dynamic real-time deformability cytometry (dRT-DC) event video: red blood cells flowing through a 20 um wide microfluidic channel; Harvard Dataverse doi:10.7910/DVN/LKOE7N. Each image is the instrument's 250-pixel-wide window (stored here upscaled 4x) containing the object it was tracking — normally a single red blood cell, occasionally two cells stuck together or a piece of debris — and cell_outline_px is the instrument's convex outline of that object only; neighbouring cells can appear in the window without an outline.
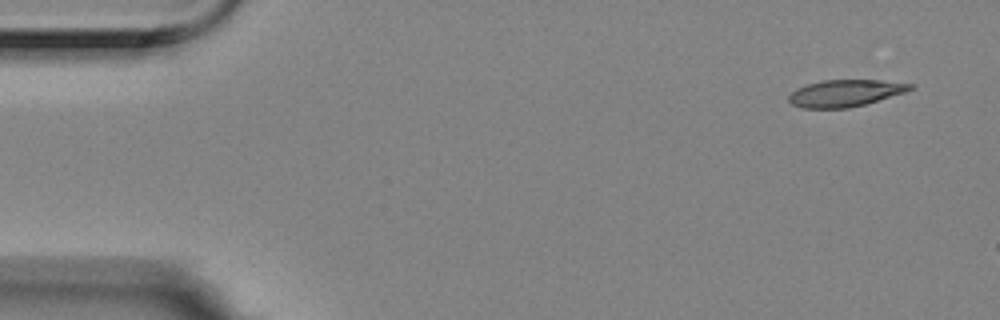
{"species": "Egyptian fruit bat (a non-hibernating species)", "species_latin": "Rousettus aegyptiacus", "temperature_condition": "room temperature", "stored_images_in_passage": 3, "camera_frame_rate_fps": 3000, "um_per_image_px": 0.085, "animal": {"sex": "female"}, "frame": {"image": 1, "passage_image": 1, "time_ms": 0.0, "image_size_px": [1000, 320], "cell_outline_px": [[916, 88], [904, 92], [864, 104], [848, 108], [804, 108], [792, 104], [788, 100], [788, 96], [796, 88], [808, 84], [824, 80], [880, 80], [912, 84]], "centroid_in_image_um": [71.82, 7.91], "position_along_channel_um": 13.2, "area_um2": 18.79}}